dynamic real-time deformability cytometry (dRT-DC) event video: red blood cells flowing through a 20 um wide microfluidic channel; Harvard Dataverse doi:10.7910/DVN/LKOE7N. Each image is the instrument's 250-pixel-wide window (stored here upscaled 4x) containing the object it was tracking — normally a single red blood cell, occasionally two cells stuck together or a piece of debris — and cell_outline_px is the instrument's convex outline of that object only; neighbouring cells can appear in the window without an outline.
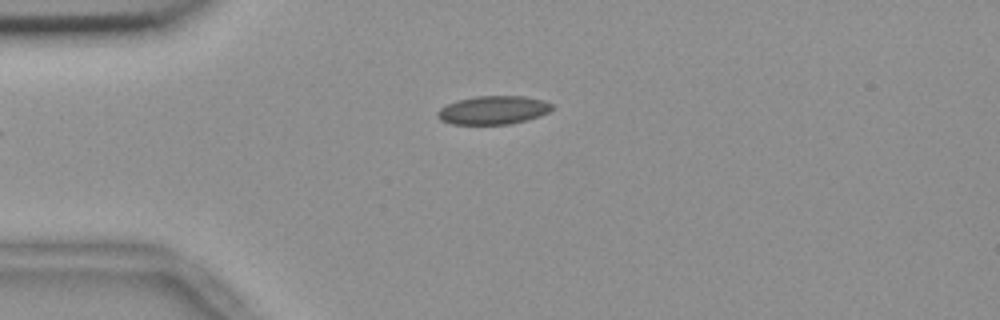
{"species": "common noctule bat (a hibernating species)", "species_latin": "Nyctalus noctula", "temperature_condition": "room temperature", "stored_images_in_passage": 36, "camera_frame_rate_fps": 3000, "um_per_image_px": 0.085, "animal": {"sex": "female", "body_mass_g": 18.4}, "frame": {"image": 1, "passage_image": 1, "time_ms": 0.0, "image_size_px": [1000, 320], "cell_outline_px": [[552, 108], [548, 112], [540, 116], [508, 124], [452, 124], [440, 120], [436, 116], [436, 112], [440, 108], [456, 100], [476, 96], [524, 96], [544, 100], [552, 104]], "centroid_in_image_um": [41.89, 9.35], "position_along_channel_um": 43.1, "area_um2": 18.96}}
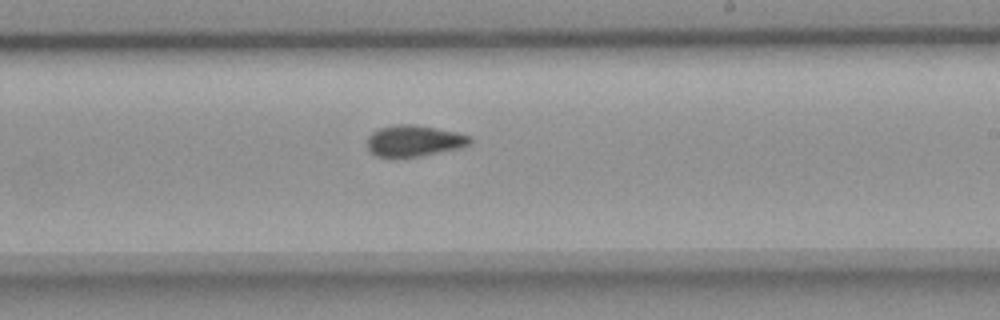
{"frame": {"image": 2, "passage_image": 20, "time_ms": 6.333, "image_size_px": [1000, 320], "cell_outline_px": [[472, 144], [460, 148], [420, 156], [376, 156], [368, 148], [368, 136], [372, 132], [380, 128], [396, 124], [416, 124], [456, 132], [472, 136]], "centroid_in_image_um": [35.25, 11.95], "position_along_channel_um": 253.8, "area_um2": 18.61}}
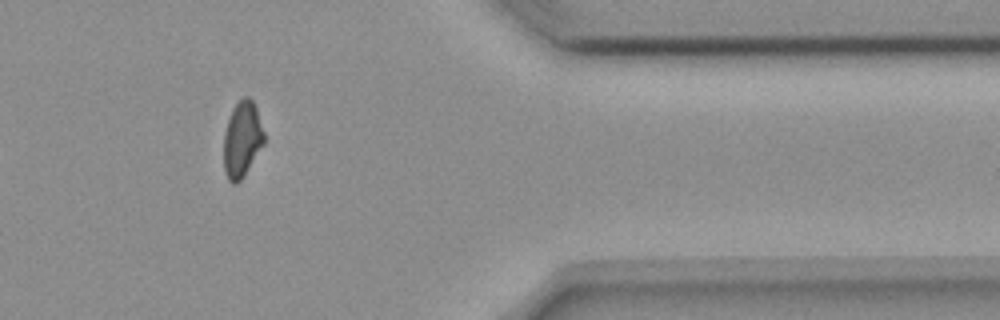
{"frame": {"image": 3, "passage_image": 33, "time_ms": 10.667, "image_size_px": [1000, 320], "cell_outline_px": [[264, 144], [240, 180], [236, 184], [232, 184], [228, 180], [224, 172], [224, 132], [232, 108], [244, 96], [248, 96], [252, 100], [256, 108], [264, 132]], "centroid_in_image_um": [20.57, 11.84], "position_along_channel_um": 390.8, "area_um2": 17.69}, "authors_computed_cell_mechanics": {"area_um2": 18.8139, "velocity_mm_per_s": 3.6709, "shape_relaxation_time_tau1_ms": null, "shape_relaxation_time_tau2_ms": 2.0558, "deformation_change_tau1": null, "deformation_change_tau2": 0.0627}}